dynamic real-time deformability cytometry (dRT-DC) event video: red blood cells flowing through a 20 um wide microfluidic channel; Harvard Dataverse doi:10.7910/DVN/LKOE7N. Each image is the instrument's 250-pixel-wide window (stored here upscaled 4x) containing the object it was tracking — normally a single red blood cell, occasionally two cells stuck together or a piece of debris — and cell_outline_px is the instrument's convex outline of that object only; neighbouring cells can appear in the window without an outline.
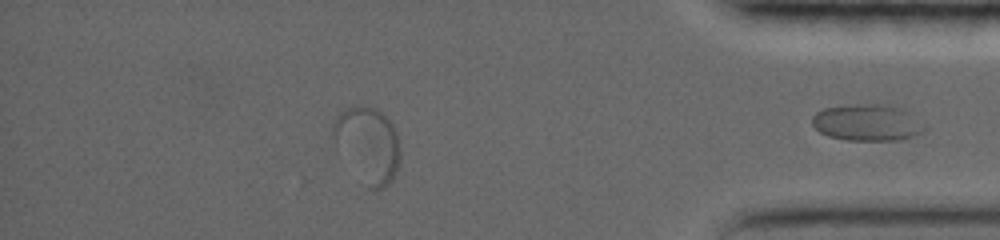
{"species": "common noctule bat (a hibernating species)", "species_latin": "Nyctalus noctula", "temperature_condition": "warm", "stored_images_in_passage": 69, "segment_of_instrument_passage": [2, 2], "camera_frame_rate_fps": 5000, "um_per_image_px": 0.085, "animal": {"sex": "female", "body_mass_g": 19.0, "forearm_length_mm": 56.7}, "frame": {"image": 1, "passage_image": 69, "time_ms": 13.6, "image_size_px": [1000, 240], "cell_outline_px": [[924, 128], [920, 132], [912, 136], [896, 140], [848, 140], [828, 136], [820, 132], [812, 124], [812, 116], [816, 112], [824, 108], [856, 104], [888, 104], [904, 108]], "centroid_in_image_um": [73.65, 10.4], "position_along_channel_um": 361.6, "area_um2": 23.58}}